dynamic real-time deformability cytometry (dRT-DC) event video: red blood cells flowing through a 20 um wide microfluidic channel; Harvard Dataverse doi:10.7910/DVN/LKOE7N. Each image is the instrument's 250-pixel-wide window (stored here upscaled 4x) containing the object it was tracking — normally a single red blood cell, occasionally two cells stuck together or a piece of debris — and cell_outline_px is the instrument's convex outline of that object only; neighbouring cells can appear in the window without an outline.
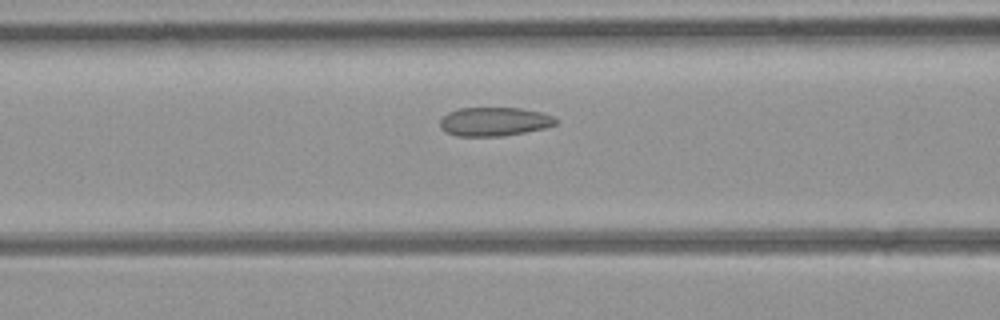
{"species": "common noctule bat (a hibernating species)", "species_latin": "Nyctalus noctula", "temperature_condition": "room temperature", "stored_images_in_passage": 16, "camera_frame_rate_fps": 3000, "um_per_image_px": 0.085, "animal": {"sex": "female", "body_mass_g": 21.9}, "frame": {"image": 1, "passage_image": 14, "time_ms": 4.333, "image_size_px": [1000, 320], "cell_outline_px": [[556, 124], [544, 128], [504, 136], [456, 136], [440, 128], [440, 120], [448, 112], [460, 108], [520, 108], [540, 112], [552, 116], [556, 120]], "centroid_in_image_um": [41.99, 10.34], "position_along_channel_um": 124.6, "area_um2": 19.25}}